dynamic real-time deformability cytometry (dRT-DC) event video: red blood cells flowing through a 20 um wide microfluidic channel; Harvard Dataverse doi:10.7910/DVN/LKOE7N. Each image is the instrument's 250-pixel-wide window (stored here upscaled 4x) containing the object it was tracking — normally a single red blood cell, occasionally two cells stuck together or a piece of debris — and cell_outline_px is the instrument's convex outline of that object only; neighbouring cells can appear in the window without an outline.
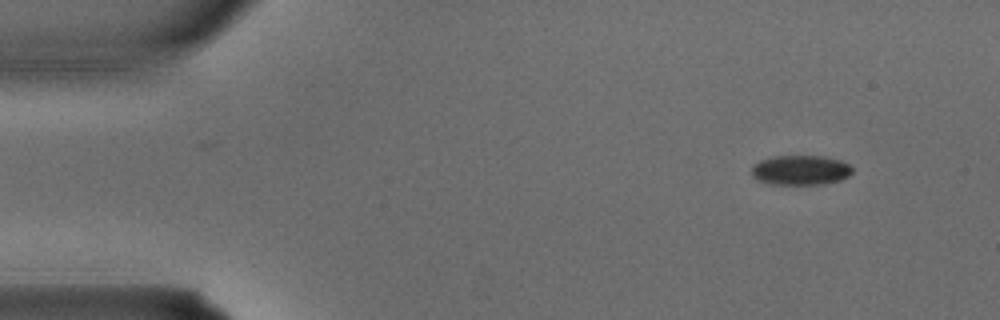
{"species": "common noctule bat (a hibernating species)", "species_latin": "Nyctalus noctula", "temperature_condition": "warm", "stored_images_in_passage": 4, "camera_frame_rate_fps": 3000, "um_per_image_px": 0.085, "animal": {"sex": "male", "body_mass_g": 15.6}, "frame": {"image": 1, "passage_image": 1, "time_ms": 0.0, "image_size_px": [1000, 320], "cell_outline_px": [[852, 172], [848, 176], [840, 180], [820, 184], [772, 184], [760, 180], [752, 176], [752, 168], [760, 160], [772, 156], [820, 156], [840, 160], [848, 164], [852, 168]], "centroid_in_image_um": [68.05, 14.45], "position_along_channel_um": 17.0, "area_um2": 17.22}}
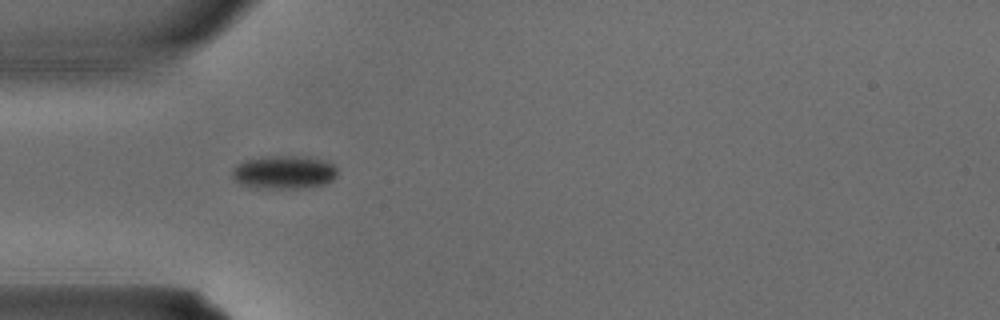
{"frame": {"image": 2, "passage_image": 3, "time_ms": 0.667, "image_size_px": [1000, 320], "cell_outline_px": [[336, 176], [332, 180], [324, 184], [304, 188], [276, 188], [240, 184], [232, 176], [232, 168], [236, 164], [244, 160], [264, 156], [292, 156], [324, 160], [332, 164], [336, 168]], "centroid_in_image_um": [24.12, 14.63], "position_along_channel_um": 60.9, "area_um2": 20.11}}
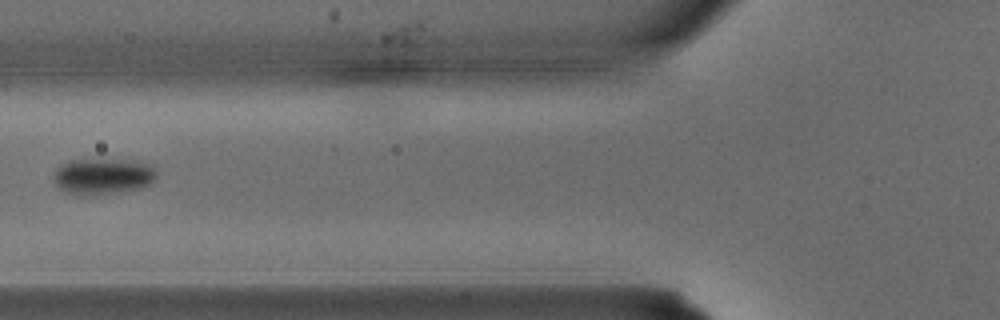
{"frame": {"image": 3, "passage_image": 4, "time_ms": 1.0, "image_size_px": [1000, 320], "cell_outline_px": [[156, 180], [140, 188], [84, 196], [80, 196], [64, 192], [56, 188], [52, 180], [52, 176], [56, 168], [60, 164], [72, 160], [136, 160], [152, 164], [156, 172]], "centroid_in_image_um": [8.69, 14.98], "position_along_channel_um": 117.1, "area_um2": 21.96}}